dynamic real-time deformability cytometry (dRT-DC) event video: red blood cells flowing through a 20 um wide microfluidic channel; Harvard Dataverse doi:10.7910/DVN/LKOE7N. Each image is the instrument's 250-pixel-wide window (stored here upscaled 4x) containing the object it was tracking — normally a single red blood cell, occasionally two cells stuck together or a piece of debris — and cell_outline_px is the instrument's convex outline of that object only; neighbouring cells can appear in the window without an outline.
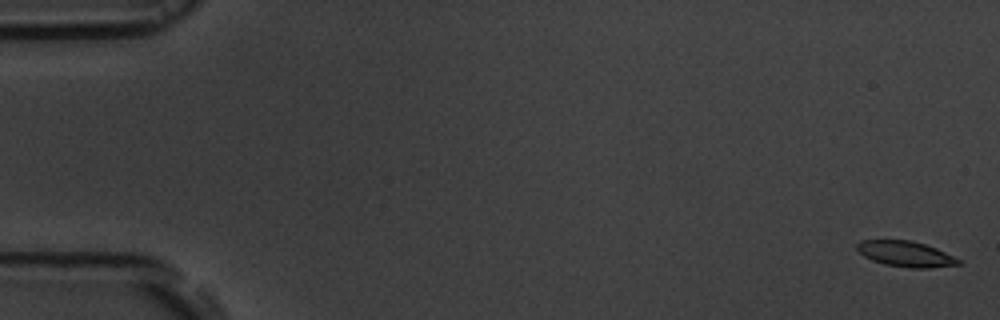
{"species": "common noctule bat (a hibernating species)", "species_latin": "Nyctalus noctula", "temperature_condition": "room temperature", "stored_images_in_passage": 57, "camera_frame_rate_fps": 3000, "um_per_image_px": 0.085, "animal": {"sex": "male", "body_mass_g": 19.5, "forearm_length_mm": 54.6}, "frame": {"image": 1, "passage_image": 2, "time_ms": 0.333, "image_size_px": [1000, 320], "cell_outline_px": [[964, 260], [960, 264], [928, 268], [912, 268], [884, 264], [872, 260], [864, 256], [856, 248], [856, 244], [860, 240], [908, 240], [924, 244], [936, 248]], "centroid_in_image_um": [77.01, 21.58], "position_along_channel_um": 8.0, "area_um2": 15.14}}
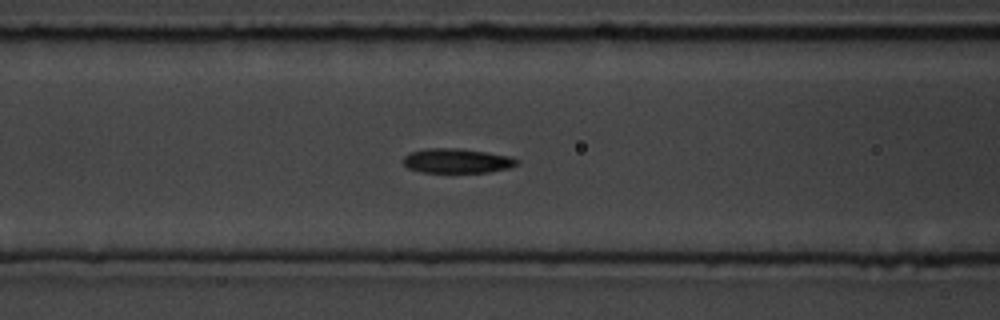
{"frame": {"image": 2, "passage_image": 24, "time_ms": 7.667, "image_size_px": [1000, 320], "cell_outline_px": [[520, 164], [508, 168], [488, 172], [420, 172], [408, 168], [404, 164], [404, 156], [408, 152], [424, 148], [460, 148], [508, 156], [520, 160]], "centroid_in_image_um": [38.82, 13.66], "position_along_channel_um": 127.8, "area_um2": 16.3}}
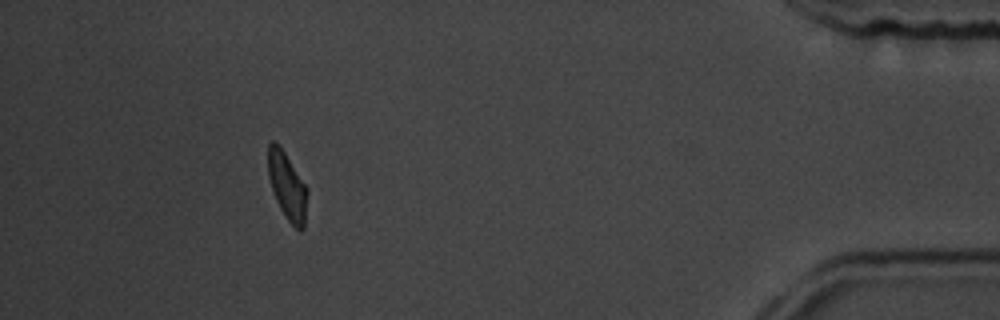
{"frame": {"image": 3, "passage_image": 52, "time_ms": 17.0, "image_size_px": [1000, 320], "cell_outline_px": [[308, 192], [304, 228], [300, 232], [288, 220], [280, 208], [276, 200], [268, 176], [268, 144], [272, 140], [284, 152], [308, 188]], "centroid_in_image_um": [24.43, 15.85], "position_along_channel_um": 410.8, "area_um2": 15.2}, "authors_computed_cell_mechanics": {"area_um2": 16.0106, "velocity_mm_per_s": 3.6642, "shape_relaxation_time_tau1_ms": 2.0399, "shape_relaxation_time_tau2_ms": 4.0502, "deformation_change_tau1": 0.1384, "deformation_change_tau2": 0.1063}}